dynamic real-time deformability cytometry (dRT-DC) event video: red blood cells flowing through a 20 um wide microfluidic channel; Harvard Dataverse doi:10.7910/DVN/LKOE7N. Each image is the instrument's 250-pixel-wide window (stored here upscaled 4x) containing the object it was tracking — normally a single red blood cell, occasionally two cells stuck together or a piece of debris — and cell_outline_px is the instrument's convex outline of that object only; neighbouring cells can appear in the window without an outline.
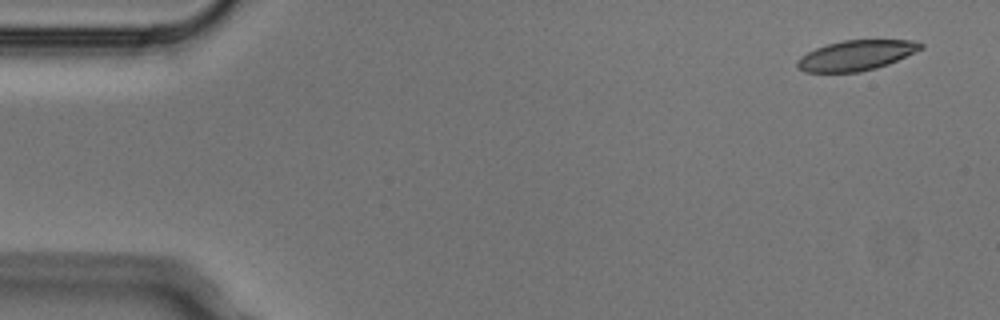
{"species": "Egyptian fruit bat (a non-hibernating species)", "species_latin": "Rousettus aegyptiacus", "temperature_condition": "cold", "stored_images_in_passage": 5, "camera_frame_rate_fps": 3000, "um_per_image_px": 0.085, "animal": {"sex": "male"}, "frame": {"image": 1, "passage_image": 1, "time_ms": 0.0, "image_size_px": [1000, 320], "cell_outline_px": [[924, 48], [888, 64], [876, 68], [860, 72], [804, 72], [796, 64], [796, 60], [800, 56], [816, 48], [828, 44], [844, 40], [912, 40], [924, 44]], "centroid_in_image_um": [72.78, 4.71], "position_along_channel_um": 12.2, "area_um2": 21.62}}
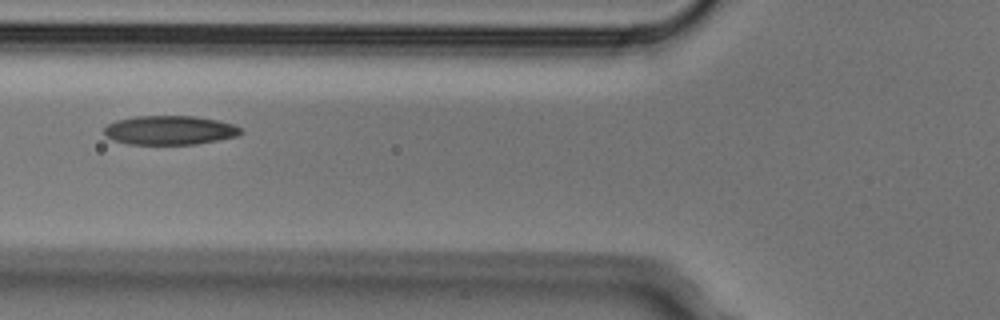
{"frame": {"image": 2, "passage_image": 5, "time_ms": 1.333, "image_size_px": [1000, 320], "cell_outline_px": [[244, 132], [236, 136], [196, 144], [128, 144], [112, 140], [104, 132], [104, 128], [108, 124], [116, 120], [136, 116], [192, 116], [216, 120], [232, 124], [240, 128]], "centroid_in_image_um": [14.4, 11.07], "position_along_channel_um": 111.4, "area_um2": 22.95}}